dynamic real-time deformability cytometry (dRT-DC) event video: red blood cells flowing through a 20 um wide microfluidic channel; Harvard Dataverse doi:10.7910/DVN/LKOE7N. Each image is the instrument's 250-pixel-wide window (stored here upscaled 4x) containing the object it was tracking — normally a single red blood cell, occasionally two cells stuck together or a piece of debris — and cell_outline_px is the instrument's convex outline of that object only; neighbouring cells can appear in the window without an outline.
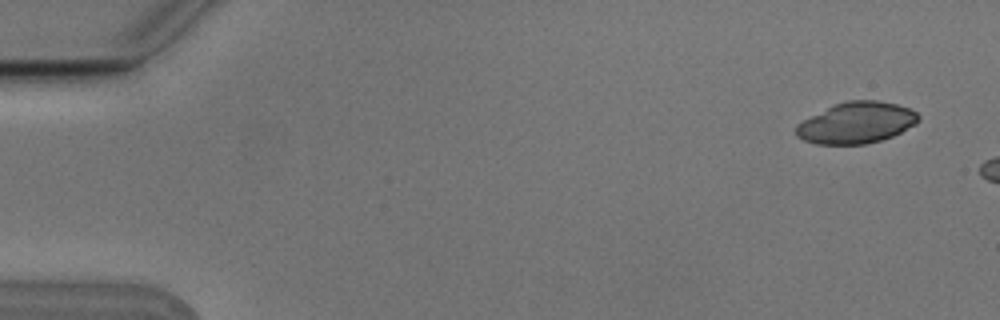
{"species": "Egyptian fruit bat (a non-hibernating species)", "species_latin": "Rousettus aegyptiacus", "temperature_condition": "cold", "stored_images_in_passage": 3, "camera_frame_rate_fps": 3000, "um_per_image_px": 0.085, "animal": {"sex": "male"}, "frame": {"image": 1, "passage_image": 1, "time_ms": 0.0, "image_size_px": [1000, 320], "cell_outline_px": [[920, 120], [916, 124], [892, 136], [880, 140], [864, 144], [816, 144], [804, 140], [796, 136], [796, 124], [832, 104], [848, 100], [876, 100], [896, 104], [908, 108], [916, 112], [920, 116]], "centroid_in_image_um": [72.78, 10.43], "position_along_channel_um": 12.2, "area_um2": 29.42}}